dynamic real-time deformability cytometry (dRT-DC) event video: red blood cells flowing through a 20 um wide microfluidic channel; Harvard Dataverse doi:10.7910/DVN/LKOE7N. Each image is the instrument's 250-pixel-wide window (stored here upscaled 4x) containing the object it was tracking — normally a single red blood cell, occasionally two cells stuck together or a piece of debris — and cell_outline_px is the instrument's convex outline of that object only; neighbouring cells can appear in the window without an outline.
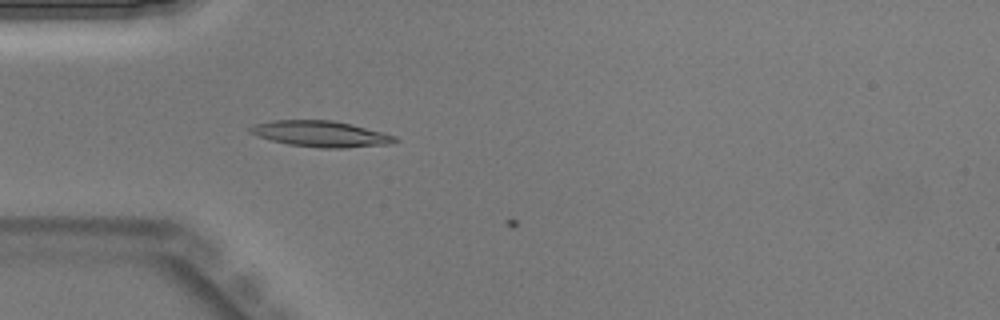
{"species": "Egyptian fruit bat (a non-hibernating species)", "species_latin": "Rousettus aegyptiacus", "temperature_condition": "warm", "stored_images_in_passage": 2, "camera_frame_rate_fps": 3000, "um_per_image_px": 0.085, "animal": {"sex": "male"}, "frame": {"image": 1, "passage_image": 1, "time_ms": 0.0, "image_size_px": [1000, 320], "cell_outline_px": [[400, 140], [388, 144], [344, 148], [320, 148], [288, 144], [256, 136], [248, 132], [248, 128], [256, 124], [272, 120], [332, 120], [352, 124], [396, 136]], "centroid_in_image_um": [27.25, 11.38], "position_along_channel_um": 57.8, "area_um2": 21.91}}